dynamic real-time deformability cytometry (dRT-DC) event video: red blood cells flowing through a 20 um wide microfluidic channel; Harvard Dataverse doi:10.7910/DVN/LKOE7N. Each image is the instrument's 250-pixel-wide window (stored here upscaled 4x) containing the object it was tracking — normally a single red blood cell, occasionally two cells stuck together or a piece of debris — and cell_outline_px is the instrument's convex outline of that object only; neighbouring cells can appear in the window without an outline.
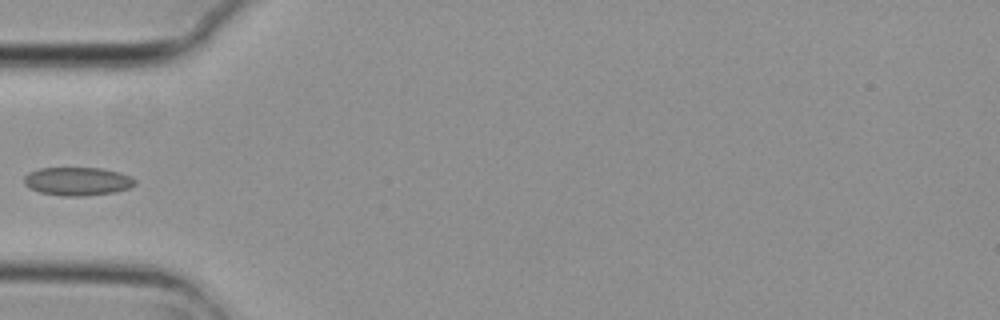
{"species": "common noctule bat (a hibernating species)", "species_latin": "Nyctalus noctula", "temperature_condition": "cold", "stored_images_in_passage": 4, "camera_frame_rate_fps": 3000, "um_per_image_px": 0.085, "animal": {"sex": "female", "body_mass_g": 29.2, "forearm_length_mm": 56.3}, "frame": {"image": 1, "passage_image": 4, "time_ms": 1.0, "image_size_px": [1000, 320], "cell_outline_px": [[136, 184], [128, 188], [116, 192], [80, 196], [64, 196], [40, 192], [28, 188], [24, 184], [24, 176], [28, 172], [40, 168], [100, 168], [120, 172], [136, 180]], "centroid_in_image_um": [6.56, 15.41], "position_along_channel_um": 78.4, "area_um2": 18.32}}